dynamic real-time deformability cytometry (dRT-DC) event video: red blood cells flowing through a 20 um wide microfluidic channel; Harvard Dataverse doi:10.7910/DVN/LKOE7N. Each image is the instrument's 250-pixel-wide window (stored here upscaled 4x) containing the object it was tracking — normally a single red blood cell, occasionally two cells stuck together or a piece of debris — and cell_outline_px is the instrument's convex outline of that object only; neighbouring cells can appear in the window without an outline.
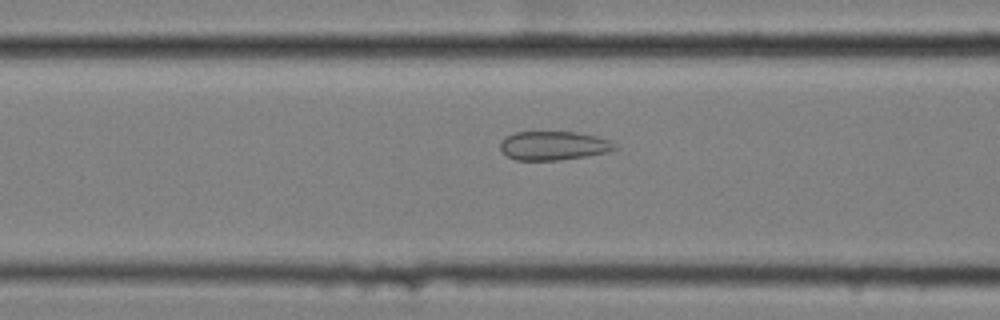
{"species": "common noctule bat (a hibernating species)", "species_latin": "Nyctalus noctula", "temperature_condition": "cold", "stored_images_in_passage": 35, "camera_frame_rate_fps": 3000, "um_per_image_px": 0.085, "animal": {"sex": "female", "body_mass_g": 25.1}, "frame": {"image": 1, "passage_image": 18, "time_ms": 5.667, "image_size_px": [1000, 320], "cell_outline_px": [[620, 148], [608, 152], [560, 160], [516, 160], [508, 156], [500, 148], [500, 140], [504, 136], [516, 132], [576, 132], [596, 136], [608, 140], [616, 144]], "centroid_in_image_um": [47.05, 12.37], "position_along_channel_um": 119.6, "area_um2": 19.31}}
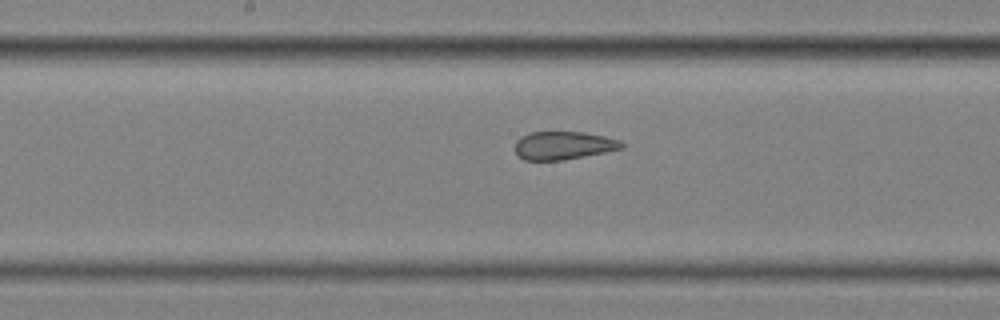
{"frame": {"image": 2, "passage_image": 25, "time_ms": 8.0, "image_size_px": [1000, 320], "cell_outline_px": [[624, 148], [564, 160], [524, 160], [516, 152], [516, 140], [520, 136], [528, 132], [584, 132], [604, 136], [620, 140], [624, 144]], "centroid_in_image_um": [47.89, 12.35], "position_along_channel_um": 200.3, "area_um2": 17.46}}
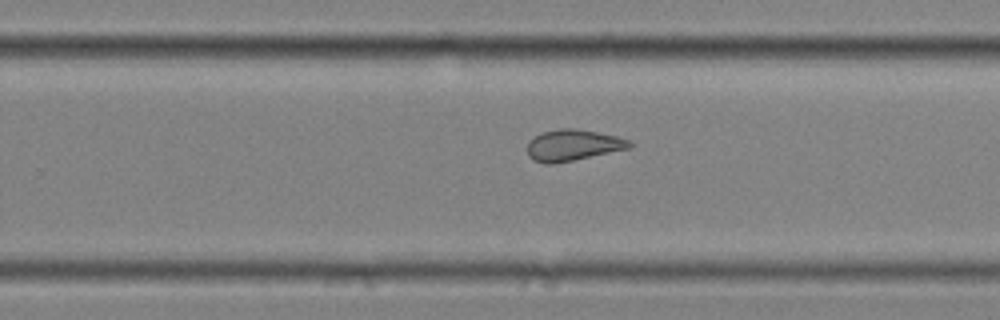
{"frame": {"image": 3, "passage_image": 32, "time_ms": 10.333, "image_size_px": [1000, 320], "cell_outline_px": [[632, 148], [556, 164], [544, 164], [532, 160], [528, 156], [528, 144], [540, 132], [560, 128], [576, 128], [616, 136], [628, 140], [632, 144]], "centroid_in_image_um": [48.69, 12.35], "position_along_channel_um": 281.1, "area_um2": 18.73}}